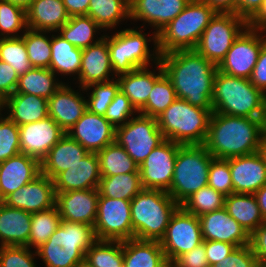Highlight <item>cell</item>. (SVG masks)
<instances>
[{"label": "cell", "instance_id": "7bdbcfd3", "mask_svg": "<svg viewBox=\"0 0 266 267\" xmlns=\"http://www.w3.org/2000/svg\"><path fill=\"white\" fill-rule=\"evenodd\" d=\"M21 35L24 39L27 55L33 67L49 68L51 60V38L48 31L27 28Z\"/></svg>", "mask_w": 266, "mask_h": 267}, {"label": "cell", "instance_id": "681fc988", "mask_svg": "<svg viewBox=\"0 0 266 267\" xmlns=\"http://www.w3.org/2000/svg\"><path fill=\"white\" fill-rule=\"evenodd\" d=\"M208 186L228 196L233 193L229 159L213 158L208 172Z\"/></svg>", "mask_w": 266, "mask_h": 267}, {"label": "cell", "instance_id": "9f6ffc18", "mask_svg": "<svg viewBox=\"0 0 266 267\" xmlns=\"http://www.w3.org/2000/svg\"><path fill=\"white\" fill-rule=\"evenodd\" d=\"M235 248V245L226 242L205 240V250L209 266L222 261Z\"/></svg>", "mask_w": 266, "mask_h": 267}, {"label": "cell", "instance_id": "2644e50d", "mask_svg": "<svg viewBox=\"0 0 266 267\" xmlns=\"http://www.w3.org/2000/svg\"><path fill=\"white\" fill-rule=\"evenodd\" d=\"M3 103L4 101L0 98V114H2L1 111L4 110Z\"/></svg>", "mask_w": 266, "mask_h": 267}, {"label": "cell", "instance_id": "e0dca14e", "mask_svg": "<svg viewBox=\"0 0 266 267\" xmlns=\"http://www.w3.org/2000/svg\"><path fill=\"white\" fill-rule=\"evenodd\" d=\"M55 202L56 192L53 180L42 173L4 199L7 206L29 213L51 209L55 206Z\"/></svg>", "mask_w": 266, "mask_h": 267}, {"label": "cell", "instance_id": "680465c9", "mask_svg": "<svg viewBox=\"0 0 266 267\" xmlns=\"http://www.w3.org/2000/svg\"><path fill=\"white\" fill-rule=\"evenodd\" d=\"M250 82L263 93L266 91V42L262 45Z\"/></svg>", "mask_w": 266, "mask_h": 267}, {"label": "cell", "instance_id": "9a60e30c", "mask_svg": "<svg viewBox=\"0 0 266 267\" xmlns=\"http://www.w3.org/2000/svg\"><path fill=\"white\" fill-rule=\"evenodd\" d=\"M182 144L165 139L139 166L143 189L169 191L178 149Z\"/></svg>", "mask_w": 266, "mask_h": 267}, {"label": "cell", "instance_id": "d6986e66", "mask_svg": "<svg viewBox=\"0 0 266 267\" xmlns=\"http://www.w3.org/2000/svg\"><path fill=\"white\" fill-rule=\"evenodd\" d=\"M98 199V189L56 192L55 206L61 219L94 227Z\"/></svg>", "mask_w": 266, "mask_h": 267}, {"label": "cell", "instance_id": "484cf974", "mask_svg": "<svg viewBox=\"0 0 266 267\" xmlns=\"http://www.w3.org/2000/svg\"><path fill=\"white\" fill-rule=\"evenodd\" d=\"M40 174V161L23 153L3 161L0 163V195L5 199Z\"/></svg>", "mask_w": 266, "mask_h": 267}, {"label": "cell", "instance_id": "5bb4252c", "mask_svg": "<svg viewBox=\"0 0 266 267\" xmlns=\"http://www.w3.org/2000/svg\"><path fill=\"white\" fill-rule=\"evenodd\" d=\"M261 31L247 27L233 42L218 71L231 76L250 79L266 36ZM261 35V36H260Z\"/></svg>", "mask_w": 266, "mask_h": 267}, {"label": "cell", "instance_id": "8fae6325", "mask_svg": "<svg viewBox=\"0 0 266 267\" xmlns=\"http://www.w3.org/2000/svg\"><path fill=\"white\" fill-rule=\"evenodd\" d=\"M165 140L157 119L138 113L116 128L115 141L140 166L152 150Z\"/></svg>", "mask_w": 266, "mask_h": 267}, {"label": "cell", "instance_id": "4fadbf2b", "mask_svg": "<svg viewBox=\"0 0 266 267\" xmlns=\"http://www.w3.org/2000/svg\"><path fill=\"white\" fill-rule=\"evenodd\" d=\"M131 200L99 196L94 233L97 240L133 239Z\"/></svg>", "mask_w": 266, "mask_h": 267}, {"label": "cell", "instance_id": "4316f807", "mask_svg": "<svg viewBox=\"0 0 266 267\" xmlns=\"http://www.w3.org/2000/svg\"><path fill=\"white\" fill-rule=\"evenodd\" d=\"M155 65V68H158L157 73L155 70L153 72L148 67H143L116 76L120 90L138 112L146 105L154 83L164 74L161 63L157 62Z\"/></svg>", "mask_w": 266, "mask_h": 267}, {"label": "cell", "instance_id": "7dc6e473", "mask_svg": "<svg viewBox=\"0 0 266 267\" xmlns=\"http://www.w3.org/2000/svg\"><path fill=\"white\" fill-rule=\"evenodd\" d=\"M22 29L23 32L27 29L26 10L0 0V38L20 37Z\"/></svg>", "mask_w": 266, "mask_h": 267}, {"label": "cell", "instance_id": "ba28073f", "mask_svg": "<svg viewBox=\"0 0 266 267\" xmlns=\"http://www.w3.org/2000/svg\"><path fill=\"white\" fill-rule=\"evenodd\" d=\"M213 158L203 144L180 146L168 191L175 202L181 205L192 193L208 185V172Z\"/></svg>", "mask_w": 266, "mask_h": 267}, {"label": "cell", "instance_id": "8d00e7d4", "mask_svg": "<svg viewBox=\"0 0 266 267\" xmlns=\"http://www.w3.org/2000/svg\"><path fill=\"white\" fill-rule=\"evenodd\" d=\"M103 30L91 17L87 15L71 16L58 30L60 35L76 48L85 49L99 42L104 34L95 40L97 31ZM95 34V35H94Z\"/></svg>", "mask_w": 266, "mask_h": 267}, {"label": "cell", "instance_id": "89a4df30", "mask_svg": "<svg viewBox=\"0 0 266 267\" xmlns=\"http://www.w3.org/2000/svg\"><path fill=\"white\" fill-rule=\"evenodd\" d=\"M263 120L266 128V91L264 92V113H263Z\"/></svg>", "mask_w": 266, "mask_h": 267}, {"label": "cell", "instance_id": "f907efd6", "mask_svg": "<svg viewBox=\"0 0 266 267\" xmlns=\"http://www.w3.org/2000/svg\"><path fill=\"white\" fill-rule=\"evenodd\" d=\"M139 113L132 105L129 98L121 91L116 94L104 115L114 128L126 124L134 115Z\"/></svg>", "mask_w": 266, "mask_h": 267}, {"label": "cell", "instance_id": "2e32d148", "mask_svg": "<svg viewBox=\"0 0 266 267\" xmlns=\"http://www.w3.org/2000/svg\"><path fill=\"white\" fill-rule=\"evenodd\" d=\"M66 132L49 116L19 126L20 152L40 162Z\"/></svg>", "mask_w": 266, "mask_h": 267}, {"label": "cell", "instance_id": "836d02e7", "mask_svg": "<svg viewBox=\"0 0 266 267\" xmlns=\"http://www.w3.org/2000/svg\"><path fill=\"white\" fill-rule=\"evenodd\" d=\"M82 63V49L76 48L65 40L58 32L51 36V60L49 69L54 73L77 75L79 77Z\"/></svg>", "mask_w": 266, "mask_h": 267}, {"label": "cell", "instance_id": "c3c4849f", "mask_svg": "<svg viewBox=\"0 0 266 267\" xmlns=\"http://www.w3.org/2000/svg\"><path fill=\"white\" fill-rule=\"evenodd\" d=\"M19 153V126L7 116L0 114V163Z\"/></svg>", "mask_w": 266, "mask_h": 267}, {"label": "cell", "instance_id": "4dcf8cb0", "mask_svg": "<svg viewBox=\"0 0 266 267\" xmlns=\"http://www.w3.org/2000/svg\"><path fill=\"white\" fill-rule=\"evenodd\" d=\"M7 117L16 125L37 122L48 116V100L26 93H13L3 103ZM7 107V108H6Z\"/></svg>", "mask_w": 266, "mask_h": 267}, {"label": "cell", "instance_id": "d590c367", "mask_svg": "<svg viewBox=\"0 0 266 267\" xmlns=\"http://www.w3.org/2000/svg\"><path fill=\"white\" fill-rule=\"evenodd\" d=\"M87 16L105 31L115 29L121 21L130 20L129 0H90Z\"/></svg>", "mask_w": 266, "mask_h": 267}, {"label": "cell", "instance_id": "cb8c5ba5", "mask_svg": "<svg viewBox=\"0 0 266 267\" xmlns=\"http://www.w3.org/2000/svg\"><path fill=\"white\" fill-rule=\"evenodd\" d=\"M110 75H114V78H109ZM114 79H116V75L113 72L109 56L107 34L99 42L82 49V63L78 77L79 87L85 88L92 83L108 82Z\"/></svg>", "mask_w": 266, "mask_h": 267}, {"label": "cell", "instance_id": "03108f58", "mask_svg": "<svg viewBox=\"0 0 266 267\" xmlns=\"http://www.w3.org/2000/svg\"><path fill=\"white\" fill-rule=\"evenodd\" d=\"M8 1L14 5H17L21 8H23L24 10H27V8L30 6V4L34 1V0H5Z\"/></svg>", "mask_w": 266, "mask_h": 267}, {"label": "cell", "instance_id": "bcb514c9", "mask_svg": "<svg viewBox=\"0 0 266 267\" xmlns=\"http://www.w3.org/2000/svg\"><path fill=\"white\" fill-rule=\"evenodd\" d=\"M82 89V90H81ZM80 91L87 92L88 89H92L89 92L87 101V110L90 112L104 116L108 106L113 101L114 97L120 90V84L116 79L108 82L92 83L85 88H81Z\"/></svg>", "mask_w": 266, "mask_h": 267}, {"label": "cell", "instance_id": "ac0fdd59", "mask_svg": "<svg viewBox=\"0 0 266 267\" xmlns=\"http://www.w3.org/2000/svg\"><path fill=\"white\" fill-rule=\"evenodd\" d=\"M89 152H98L115 142L116 129L104 116L86 110L66 133Z\"/></svg>", "mask_w": 266, "mask_h": 267}, {"label": "cell", "instance_id": "7a4b0ae2", "mask_svg": "<svg viewBox=\"0 0 266 267\" xmlns=\"http://www.w3.org/2000/svg\"><path fill=\"white\" fill-rule=\"evenodd\" d=\"M266 132L263 119L212 112L204 147L217 159H230L259 151Z\"/></svg>", "mask_w": 266, "mask_h": 267}, {"label": "cell", "instance_id": "7c38bea8", "mask_svg": "<svg viewBox=\"0 0 266 267\" xmlns=\"http://www.w3.org/2000/svg\"><path fill=\"white\" fill-rule=\"evenodd\" d=\"M159 243L168 263L171 264L183 253L191 251L203 243L199 217L179 206L173 213Z\"/></svg>", "mask_w": 266, "mask_h": 267}, {"label": "cell", "instance_id": "44dd1931", "mask_svg": "<svg viewBox=\"0 0 266 267\" xmlns=\"http://www.w3.org/2000/svg\"><path fill=\"white\" fill-rule=\"evenodd\" d=\"M233 193L254 194L266 184V162L260 152L229 159Z\"/></svg>", "mask_w": 266, "mask_h": 267}, {"label": "cell", "instance_id": "11a10c76", "mask_svg": "<svg viewBox=\"0 0 266 267\" xmlns=\"http://www.w3.org/2000/svg\"><path fill=\"white\" fill-rule=\"evenodd\" d=\"M19 75L6 62L0 60V98L4 101L15 93Z\"/></svg>", "mask_w": 266, "mask_h": 267}, {"label": "cell", "instance_id": "f1b7e54d", "mask_svg": "<svg viewBox=\"0 0 266 267\" xmlns=\"http://www.w3.org/2000/svg\"><path fill=\"white\" fill-rule=\"evenodd\" d=\"M88 153L89 151L76 140L65 134L40 162L41 173L53 179L58 173L78 163Z\"/></svg>", "mask_w": 266, "mask_h": 267}, {"label": "cell", "instance_id": "6f0895ef", "mask_svg": "<svg viewBox=\"0 0 266 267\" xmlns=\"http://www.w3.org/2000/svg\"><path fill=\"white\" fill-rule=\"evenodd\" d=\"M250 246L262 267L266 266V221L250 234Z\"/></svg>", "mask_w": 266, "mask_h": 267}, {"label": "cell", "instance_id": "1f68e13d", "mask_svg": "<svg viewBox=\"0 0 266 267\" xmlns=\"http://www.w3.org/2000/svg\"><path fill=\"white\" fill-rule=\"evenodd\" d=\"M159 241L129 239L123 241V267H167Z\"/></svg>", "mask_w": 266, "mask_h": 267}, {"label": "cell", "instance_id": "be15d7a7", "mask_svg": "<svg viewBox=\"0 0 266 267\" xmlns=\"http://www.w3.org/2000/svg\"><path fill=\"white\" fill-rule=\"evenodd\" d=\"M248 27L253 30L266 32V0H263L260 9L248 21Z\"/></svg>", "mask_w": 266, "mask_h": 267}, {"label": "cell", "instance_id": "e575fe53", "mask_svg": "<svg viewBox=\"0 0 266 267\" xmlns=\"http://www.w3.org/2000/svg\"><path fill=\"white\" fill-rule=\"evenodd\" d=\"M49 68L33 67L24 75L19 76L15 93H26L49 99L64 83L56 80Z\"/></svg>", "mask_w": 266, "mask_h": 267}, {"label": "cell", "instance_id": "f35d334b", "mask_svg": "<svg viewBox=\"0 0 266 267\" xmlns=\"http://www.w3.org/2000/svg\"><path fill=\"white\" fill-rule=\"evenodd\" d=\"M101 177L139 172V166L116 141L97 152Z\"/></svg>", "mask_w": 266, "mask_h": 267}, {"label": "cell", "instance_id": "b9f144b4", "mask_svg": "<svg viewBox=\"0 0 266 267\" xmlns=\"http://www.w3.org/2000/svg\"><path fill=\"white\" fill-rule=\"evenodd\" d=\"M177 99L171 80L165 73L154 83L146 105L140 114L157 118Z\"/></svg>", "mask_w": 266, "mask_h": 267}, {"label": "cell", "instance_id": "ab89813d", "mask_svg": "<svg viewBox=\"0 0 266 267\" xmlns=\"http://www.w3.org/2000/svg\"><path fill=\"white\" fill-rule=\"evenodd\" d=\"M61 217L56 206L51 209L31 213V228L28 247L39 248L60 226Z\"/></svg>", "mask_w": 266, "mask_h": 267}, {"label": "cell", "instance_id": "ffe728a7", "mask_svg": "<svg viewBox=\"0 0 266 267\" xmlns=\"http://www.w3.org/2000/svg\"><path fill=\"white\" fill-rule=\"evenodd\" d=\"M199 221L203 240L226 242L236 247L250 244L248 232L225 207L200 216Z\"/></svg>", "mask_w": 266, "mask_h": 267}, {"label": "cell", "instance_id": "5b68a950", "mask_svg": "<svg viewBox=\"0 0 266 267\" xmlns=\"http://www.w3.org/2000/svg\"><path fill=\"white\" fill-rule=\"evenodd\" d=\"M133 239L160 241L180 206L168 192L142 189L131 200Z\"/></svg>", "mask_w": 266, "mask_h": 267}, {"label": "cell", "instance_id": "f5cc1de1", "mask_svg": "<svg viewBox=\"0 0 266 267\" xmlns=\"http://www.w3.org/2000/svg\"><path fill=\"white\" fill-rule=\"evenodd\" d=\"M210 267H262L253 254L250 244L236 247L231 254L222 261Z\"/></svg>", "mask_w": 266, "mask_h": 267}, {"label": "cell", "instance_id": "6da1fadb", "mask_svg": "<svg viewBox=\"0 0 266 267\" xmlns=\"http://www.w3.org/2000/svg\"><path fill=\"white\" fill-rule=\"evenodd\" d=\"M159 62L171 80L177 98L192 106L213 110L211 98L217 65L195 49L162 54Z\"/></svg>", "mask_w": 266, "mask_h": 267}, {"label": "cell", "instance_id": "91938a15", "mask_svg": "<svg viewBox=\"0 0 266 267\" xmlns=\"http://www.w3.org/2000/svg\"><path fill=\"white\" fill-rule=\"evenodd\" d=\"M263 0H236V14L247 22L257 13Z\"/></svg>", "mask_w": 266, "mask_h": 267}, {"label": "cell", "instance_id": "52a82bcc", "mask_svg": "<svg viewBox=\"0 0 266 267\" xmlns=\"http://www.w3.org/2000/svg\"><path fill=\"white\" fill-rule=\"evenodd\" d=\"M212 112L177 98L156 119L165 139L182 145L204 144Z\"/></svg>", "mask_w": 266, "mask_h": 267}, {"label": "cell", "instance_id": "30bf717a", "mask_svg": "<svg viewBox=\"0 0 266 267\" xmlns=\"http://www.w3.org/2000/svg\"><path fill=\"white\" fill-rule=\"evenodd\" d=\"M247 27L248 22L237 14L216 13L203 31L195 50L218 66Z\"/></svg>", "mask_w": 266, "mask_h": 267}, {"label": "cell", "instance_id": "83f0119b", "mask_svg": "<svg viewBox=\"0 0 266 267\" xmlns=\"http://www.w3.org/2000/svg\"><path fill=\"white\" fill-rule=\"evenodd\" d=\"M70 19L62 0H34L26 10L27 28L58 32Z\"/></svg>", "mask_w": 266, "mask_h": 267}, {"label": "cell", "instance_id": "f6af8a7d", "mask_svg": "<svg viewBox=\"0 0 266 267\" xmlns=\"http://www.w3.org/2000/svg\"><path fill=\"white\" fill-rule=\"evenodd\" d=\"M0 60L8 63L19 76L33 68L22 36L0 38Z\"/></svg>", "mask_w": 266, "mask_h": 267}, {"label": "cell", "instance_id": "816d5d0a", "mask_svg": "<svg viewBox=\"0 0 266 267\" xmlns=\"http://www.w3.org/2000/svg\"><path fill=\"white\" fill-rule=\"evenodd\" d=\"M27 246H0V267H36L37 256Z\"/></svg>", "mask_w": 266, "mask_h": 267}, {"label": "cell", "instance_id": "94428289", "mask_svg": "<svg viewBox=\"0 0 266 267\" xmlns=\"http://www.w3.org/2000/svg\"><path fill=\"white\" fill-rule=\"evenodd\" d=\"M68 14L71 16L87 15L90 0H62Z\"/></svg>", "mask_w": 266, "mask_h": 267}, {"label": "cell", "instance_id": "60d3db41", "mask_svg": "<svg viewBox=\"0 0 266 267\" xmlns=\"http://www.w3.org/2000/svg\"><path fill=\"white\" fill-rule=\"evenodd\" d=\"M85 259L94 267H123V241L96 240Z\"/></svg>", "mask_w": 266, "mask_h": 267}, {"label": "cell", "instance_id": "d6a6232c", "mask_svg": "<svg viewBox=\"0 0 266 267\" xmlns=\"http://www.w3.org/2000/svg\"><path fill=\"white\" fill-rule=\"evenodd\" d=\"M224 207L249 235L265 222L254 194L232 193L225 196Z\"/></svg>", "mask_w": 266, "mask_h": 267}, {"label": "cell", "instance_id": "f546056e", "mask_svg": "<svg viewBox=\"0 0 266 267\" xmlns=\"http://www.w3.org/2000/svg\"><path fill=\"white\" fill-rule=\"evenodd\" d=\"M31 228V213L11 208L5 203L0 208V246H27Z\"/></svg>", "mask_w": 266, "mask_h": 267}, {"label": "cell", "instance_id": "8992f818", "mask_svg": "<svg viewBox=\"0 0 266 267\" xmlns=\"http://www.w3.org/2000/svg\"><path fill=\"white\" fill-rule=\"evenodd\" d=\"M215 14L208 4L191 0L185 9L157 34L159 54L195 49Z\"/></svg>", "mask_w": 266, "mask_h": 267}, {"label": "cell", "instance_id": "a7ac6f4b", "mask_svg": "<svg viewBox=\"0 0 266 267\" xmlns=\"http://www.w3.org/2000/svg\"><path fill=\"white\" fill-rule=\"evenodd\" d=\"M76 267H94V266L84 258Z\"/></svg>", "mask_w": 266, "mask_h": 267}, {"label": "cell", "instance_id": "7402d4cb", "mask_svg": "<svg viewBox=\"0 0 266 267\" xmlns=\"http://www.w3.org/2000/svg\"><path fill=\"white\" fill-rule=\"evenodd\" d=\"M55 192L98 189L101 180L99 158L96 152H89L82 160L53 179Z\"/></svg>", "mask_w": 266, "mask_h": 267}, {"label": "cell", "instance_id": "9c48e42d", "mask_svg": "<svg viewBox=\"0 0 266 267\" xmlns=\"http://www.w3.org/2000/svg\"><path fill=\"white\" fill-rule=\"evenodd\" d=\"M136 29H123L108 36L109 56L116 76L135 69L150 67V61L156 64L160 60L157 34L154 33L150 39L151 37L147 38V33H142L143 29L139 31ZM151 40L155 43L153 54L148 47L150 45L148 42Z\"/></svg>", "mask_w": 266, "mask_h": 267}, {"label": "cell", "instance_id": "6125c7cd", "mask_svg": "<svg viewBox=\"0 0 266 267\" xmlns=\"http://www.w3.org/2000/svg\"><path fill=\"white\" fill-rule=\"evenodd\" d=\"M208 4L216 13L236 14V0H198Z\"/></svg>", "mask_w": 266, "mask_h": 267}, {"label": "cell", "instance_id": "3957f363", "mask_svg": "<svg viewBox=\"0 0 266 267\" xmlns=\"http://www.w3.org/2000/svg\"><path fill=\"white\" fill-rule=\"evenodd\" d=\"M96 240L93 226L61 219L60 226L36 253L45 267H76Z\"/></svg>", "mask_w": 266, "mask_h": 267}, {"label": "cell", "instance_id": "74e56055", "mask_svg": "<svg viewBox=\"0 0 266 267\" xmlns=\"http://www.w3.org/2000/svg\"><path fill=\"white\" fill-rule=\"evenodd\" d=\"M143 189L140 172L101 177L99 196L132 200Z\"/></svg>", "mask_w": 266, "mask_h": 267}, {"label": "cell", "instance_id": "277c9868", "mask_svg": "<svg viewBox=\"0 0 266 267\" xmlns=\"http://www.w3.org/2000/svg\"><path fill=\"white\" fill-rule=\"evenodd\" d=\"M211 101L213 112L263 119L264 93L250 79L217 71Z\"/></svg>", "mask_w": 266, "mask_h": 267}, {"label": "cell", "instance_id": "e7e4bbea", "mask_svg": "<svg viewBox=\"0 0 266 267\" xmlns=\"http://www.w3.org/2000/svg\"><path fill=\"white\" fill-rule=\"evenodd\" d=\"M257 204L264 220L266 221V184L254 193Z\"/></svg>", "mask_w": 266, "mask_h": 267}, {"label": "cell", "instance_id": "003e7915", "mask_svg": "<svg viewBox=\"0 0 266 267\" xmlns=\"http://www.w3.org/2000/svg\"><path fill=\"white\" fill-rule=\"evenodd\" d=\"M259 152L262 155L264 161L266 162V132L263 136L262 142H261V146L259 148Z\"/></svg>", "mask_w": 266, "mask_h": 267}, {"label": "cell", "instance_id": "db71d44e", "mask_svg": "<svg viewBox=\"0 0 266 267\" xmlns=\"http://www.w3.org/2000/svg\"><path fill=\"white\" fill-rule=\"evenodd\" d=\"M171 264L174 267H210L206 256L205 240L191 251L177 257Z\"/></svg>", "mask_w": 266, "mask_h": 267}, {"label": "cell", "instance_id": "ee69618b", "mask_svg": "<svg viewBox=\"0 0 266 267\" xmlns=\"http://www.w3.org/2000/svg\"><path fill=\"white\" fill-rule=\"evenodd\" d=\"M224 204L225 196L207 185L192 193L180 206L187 212L200 217L223 208Z\"/></svg>", "mask_w": 266, "mask_h": 267}, {"label": "cell", "instance_id": "603a6c76", "mask_svg": "<svg viewBox=\"0 0 266 267\" xmlns=\"http://www.w3.org/2000/svg\"><path fill=\"white\" fill-rule=\"evenodd\" d=\"M191 0H129L130 19L144 21L158 34Z\"/></svg>", "mask_w": 266, "mask_h": 267}, {"label": "cell", "instance_id": "d4e9b609", "mask_svg": "<svg viewBox=\"0 0 266 267\" xmlns=\"http://www.w3.org/2000/svg\"><path fill=\"white\" fill-rule=\"evenodd\" d=\"M85 98L64 82L48 99V116L67 133L87 110Z\"/></svg>", "mask_w": 266, "mask_h": 267}, {"label": "cell", "instance_id": "8c879c8a", "mask_svg": "<svg viewBox=\"0 0 266 267\" xmlns=\"http://www.w3.org/2000/svg\"><path fill=\"white\" fill-rule=\"evenodd\" d=\"M4 204V199L2 198V196L0 195V208L1 206Z\"/></svg>", "mask_w": 266, "mask_h": 267}]
</instances>
